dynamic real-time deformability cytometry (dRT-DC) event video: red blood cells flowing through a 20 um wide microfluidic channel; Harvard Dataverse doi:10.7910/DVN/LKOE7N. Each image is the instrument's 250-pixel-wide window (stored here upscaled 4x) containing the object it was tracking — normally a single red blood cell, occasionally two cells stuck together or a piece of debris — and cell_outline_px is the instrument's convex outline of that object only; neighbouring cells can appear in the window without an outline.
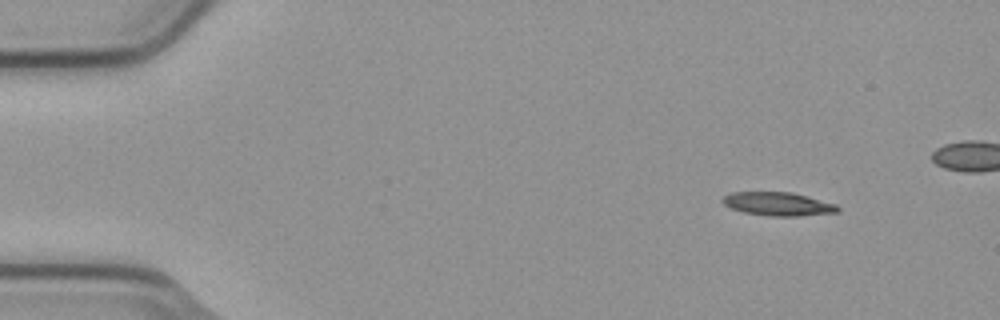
{"species": "common noctule bat (a hibernating species)", "species_latin": "Nyctalus noctula", "temperature_condition": "cold", "stored_images_in_passage": 4, "camera_frame_rate_fps": 3000, "um_per_image_px": 0.085, "animal": {"sex": "male", "body_mass_g": 23.1, "forearm_length_mm": 52.7}, "frame": {"image": 1, "passage_image": 1, "time_ms": 0.0, "image_size_px": [1000, 320], "cell_outline_px": [[840, 212], [800, 216], [772, 216], [744, 212], [732, 208], [724, 204], [720, 200], [724, 196], [732, 192], [792, 192], [808, 196], [836, 204], [840, 208]], "centroid_in_image_um": [66.17, 17.33], "position_along_channel_um": 18.8, "area_um2": 15.78}}